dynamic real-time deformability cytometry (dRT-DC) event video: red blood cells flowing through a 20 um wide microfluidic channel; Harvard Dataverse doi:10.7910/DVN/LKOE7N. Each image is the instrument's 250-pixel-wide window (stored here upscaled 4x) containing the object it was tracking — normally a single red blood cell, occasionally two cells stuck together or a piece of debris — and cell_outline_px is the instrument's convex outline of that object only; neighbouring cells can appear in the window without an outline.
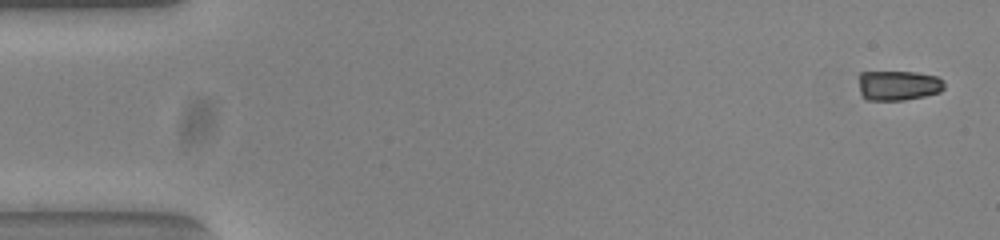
{"species": "common noctule bat (a hibernating species)", "species_latin": "Nyctalus noctula", "temperature_condition": "warm", "stored_images_in_passage": 53, "camera_frame_rate_fps": 3000, "um_per_image_px": 0.085, "animal": {"sex": "female", "body_mass_g": 23.0, "forearm_length_mm": 53.4}, "frame": {"image": 1, "passage_image": 1, "time_ms": 0.0, "image_size_px": [1000, 240], "cell_outline_px": [[944, 88], [940, 92], [924, 96], [904, 100], [864, 100], [860, 92], [856, 76], [860, 72], [916, 72], [936, 76], [944, 80]], "centroid_in_image_um": [76.3, 7.26], "position_along_channel_um": 8.7, "area_um2": 15.26}}
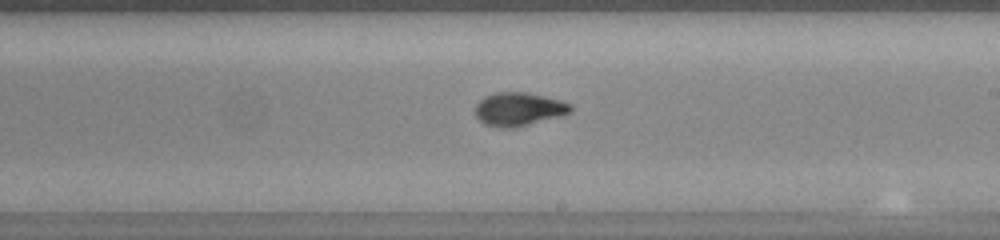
{"frame": {"image": 2, "passage_image": 30, "time_ms": 9.667, "image_size_px": [1000, 240], "cell_outline_px": [[572, 112], [560, 116], [512, 128], [500, 128], [484, 124], [476, 116], [476, 104], [484, 96], [496, 92], [524, 92], [560, 100], [572, 104]], "centroid_in_image_um": [44.08, 9.28], "position_along_channel_um": 244.9, "area_um2": 18.44}}
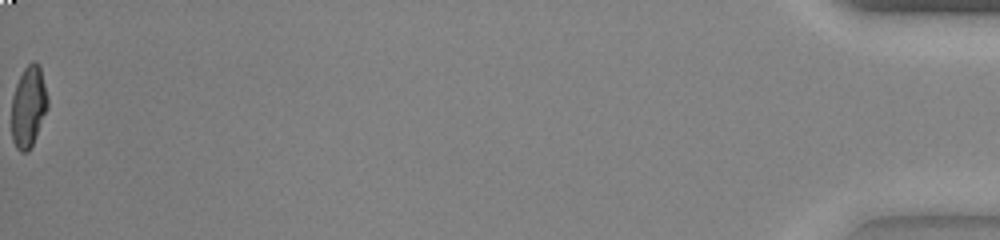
{"frame": {"image": 3, "passage_image": 53, "time_ms": 17.333, "image_size_px": [1000, 240], "cell_outline_px": [[48, 108], [36, 136], [28, 152], [20, 152], [16, 148], [12, 140], [12, 96], [16, 84], [24, 68], [32, 60], [36, 60], [40, 64], [48, 100]], "centroid_in_image_um": [2.42, 9.04], "position_along_channel_um": 432.8, "area_um2": 17.22}, "authors_computed_cell_mechanics": {"area_um2": 17.7446, "velocity_mm_per_s": 3.8441, "shape_relaxation_time_tau1_ms": 5.2098, "shape_relaxation_time_tau2_ms": 1.5974, "deformation_change_tau1": 0.2405, "deformation_change_tau2": 0.0581}}